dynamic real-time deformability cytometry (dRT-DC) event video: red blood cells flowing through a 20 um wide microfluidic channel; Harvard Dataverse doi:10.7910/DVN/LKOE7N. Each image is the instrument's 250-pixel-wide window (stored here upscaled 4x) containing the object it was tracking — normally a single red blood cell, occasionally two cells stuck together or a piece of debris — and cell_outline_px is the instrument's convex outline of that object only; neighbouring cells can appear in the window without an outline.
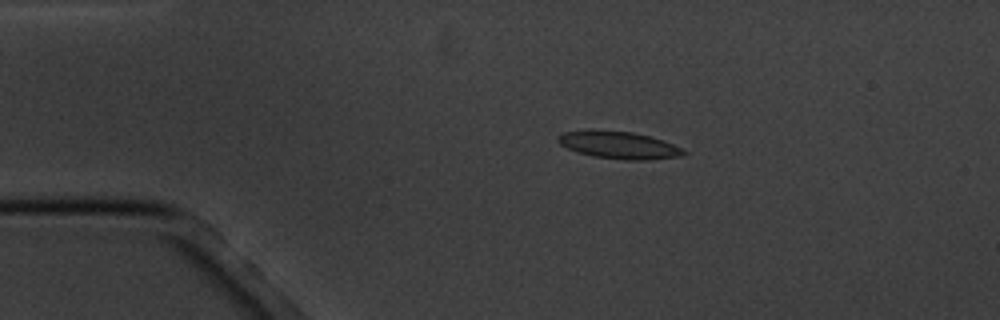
{"species": "common noctule bat (a hibernating species)", "species_latin": "Nyctalus noctula", "temperature_condition": "cold", "stored_images_in_passage": 4, "camera_frame_rate_fps": 3000, "um_per_image_px": 0.085, "animal": {"sex": "male", "body_mass_g": 20.1, "forearm_length_mm": 53.5}, "frame": {"image": 1, "passage_image": 3, "time_ms": 2.333, "image_size_px": [1000, 320], "cell_outline_px": [[688, 152], [680, 156], [648, 160], [624, 160], [592, 156], [576, 152], [560, 144], [556, 140], [556, 136], [564, 132], [632, 132], [648, 136], [672, 144]], "centroid_in_image_um": [52.61, 12.38], "position_along_channel_um": 32.4, "area_um2": 19.25}}